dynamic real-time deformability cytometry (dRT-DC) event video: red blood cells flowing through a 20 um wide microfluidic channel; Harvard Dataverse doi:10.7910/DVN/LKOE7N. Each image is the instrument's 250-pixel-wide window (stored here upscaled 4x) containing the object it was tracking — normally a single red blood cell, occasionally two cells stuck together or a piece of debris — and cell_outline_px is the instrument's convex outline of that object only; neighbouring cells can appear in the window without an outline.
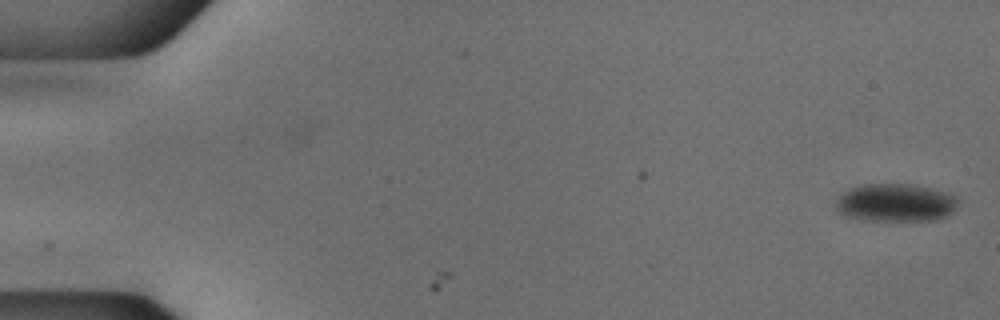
{"species": "common noctule bat (a hibernating species)", "species_latin": "Nyctalus noctula", "temperature_condition": "cold", "stored_images_in_passage": 2, "camera_frame_rate_fps": 3000, "um_per_image_px": 0.085, "animal": {"sex": "male", "body_mass_g": 18.8}, "frame": {"image": 1, "passage_image": 2, "time_ms": 0.333, "image_size_px": [1000, 320], "cell_outline_px": [[956, 208], [948, 216], [932, 220], [860, 220], [844, 216], [836, 208], [836, 200], [848, 188], [860, 184], [908, 184], [928, 188], [952, 196], [956, 200]], "centroid_in_image_um": [76.04, 17.24], "position_along_channel_um": 9.0, "area_um2": 26.7}}